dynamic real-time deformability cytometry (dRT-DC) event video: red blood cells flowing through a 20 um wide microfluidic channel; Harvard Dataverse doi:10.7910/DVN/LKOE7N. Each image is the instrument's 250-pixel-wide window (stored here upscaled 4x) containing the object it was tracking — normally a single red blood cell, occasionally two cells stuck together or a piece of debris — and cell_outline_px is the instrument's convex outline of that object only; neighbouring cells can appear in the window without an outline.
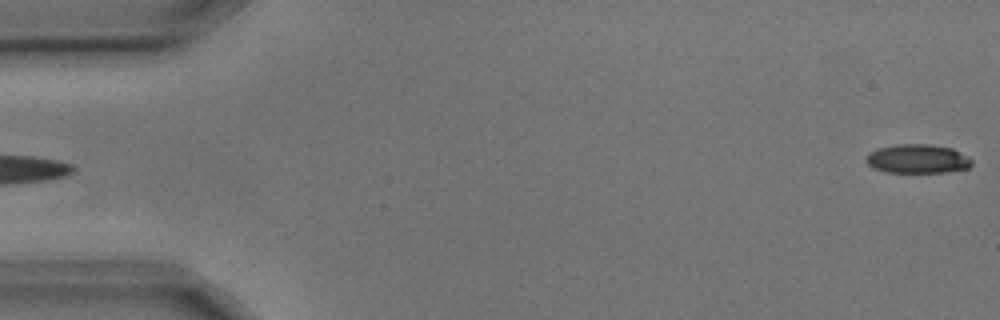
{"species": "common noctule bat (a hibernating species)", "species_latin": "Nyctalus noctula", "temperature_condition": "cold", "stored_images_in_passage": 5, "segment_of_instrument_passage": [2, 2], "camera_frame_rate_fps": 3000, "um_per_image_px": 0.085, "animal": {"sex": "male", "body_mass_g": 17.9, "forearm_length_mm": 54.2}, "frame": {"image": 1, "passage_image": 5, "time_ms": 1.333, "image_size_px": [1000, 320], "cell_outline_px": [[972, 164], [968, 168], [948, 172], [884, 172], [868, 164], [864, 160], [864, 156], [868, 152], [880, 148], [896, 144], [928, 144], [952, 148], [968, 156], [972, 160]], "centroid_in_image_um": [77.98, 13.5], "position_along_channel_um": 7.0, "area_um2": 17.92}}